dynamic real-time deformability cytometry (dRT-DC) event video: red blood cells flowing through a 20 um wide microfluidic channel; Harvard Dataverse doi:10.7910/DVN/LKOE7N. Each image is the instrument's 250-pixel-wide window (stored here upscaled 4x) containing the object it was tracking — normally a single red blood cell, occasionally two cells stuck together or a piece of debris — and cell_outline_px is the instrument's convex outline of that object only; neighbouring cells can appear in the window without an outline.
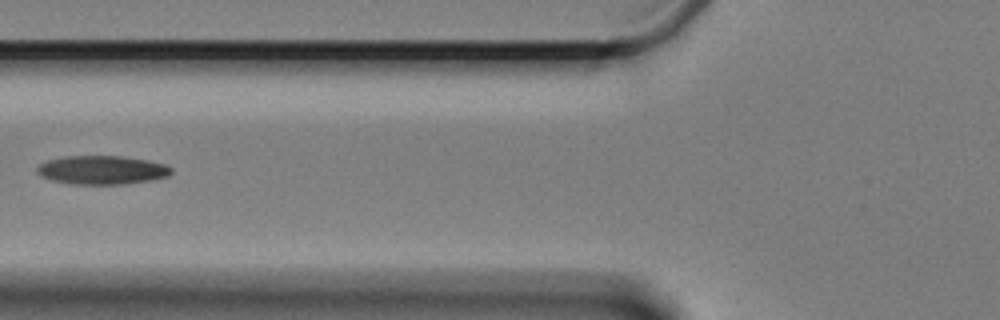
{"species": "Egyptian fruit bat (a non-hibernating species)", "species_latin": "Rousettus aegyptiacus", "temperature_condition": "cold", "stored_images_in_passage": 13, "segment_of_instrument_passage": [1, 2], "camera_frame_rate_fps": 3000, "um_per_image_px": 0.085, "animal": {"sex": "female"}, "frame": {"image": 1, "passage_image": 3, "time_ms": 19.333, "image_size_px": [1000, 320], "cell_outline_px": [[172, 172], [168, 176], [148, 180], [120, 184], [76, 184], [52, 180], [40, 176], [36, 172], [36, 168], [40, 164], [48, 160], [64, 156], [120, 156], [148, 160], [164, 164], [172, 168]], "centroid_in_image_um": [8.64, 14.44], "position_along_channel_um": 117.2, "area_um2": 22.25}}
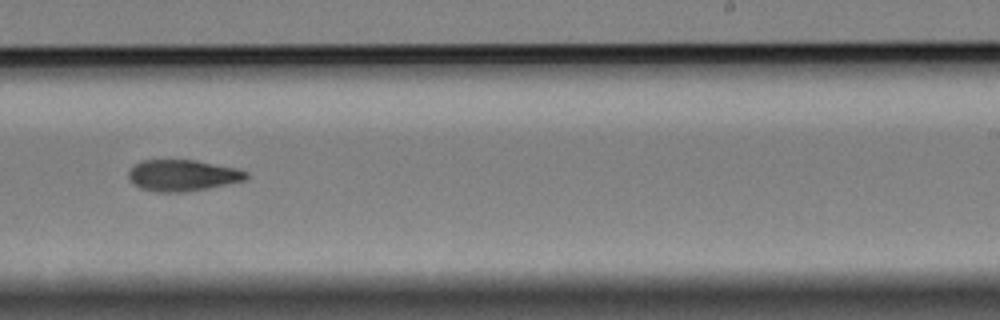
{"frame": {"image": 2, "passage_image": 7, "time_ms": 24.0, "image_size_px": [1000, 320], "cell_outline_px": [[248, 176], [244, 180], [208, 188], [188, 192], [156, 192], [140, 188], [128, 176], [128, 172], [140, 160], [192, 160], [232, 168], [248, 172]], "centroid_in_image_um": [15.49, 14.92], "position_along_channel_um": 273.5, "area_um2": 21.04}}
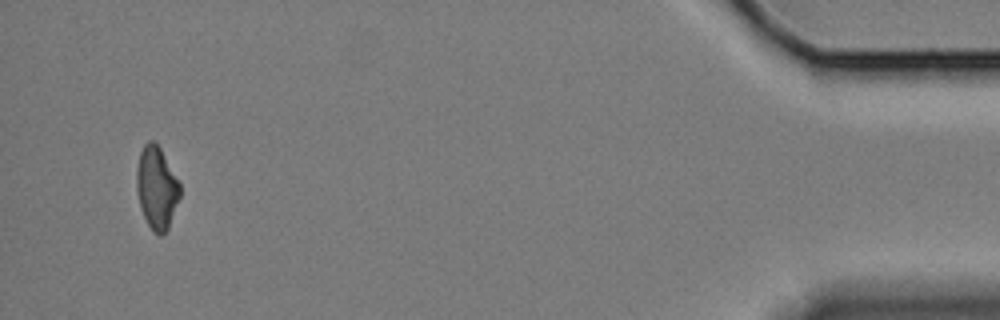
{"frame": {"image": 3, "passage_image": 12, "time_ms": 30.667, "image_size_px": [1000, 320], "cell_outline_px": [[180, 196], [168, 228], [160, 236], [152, 232], [140, 208], [136, 192], [136, 172], [140, 152], [144, 144], [148, 140], [152, 140], [160, 148], [180, 184]], "centroid_in_image_um": [13.29, 15.97], "position_along_channel_um": 421.9, "area_um2": 20.75}}